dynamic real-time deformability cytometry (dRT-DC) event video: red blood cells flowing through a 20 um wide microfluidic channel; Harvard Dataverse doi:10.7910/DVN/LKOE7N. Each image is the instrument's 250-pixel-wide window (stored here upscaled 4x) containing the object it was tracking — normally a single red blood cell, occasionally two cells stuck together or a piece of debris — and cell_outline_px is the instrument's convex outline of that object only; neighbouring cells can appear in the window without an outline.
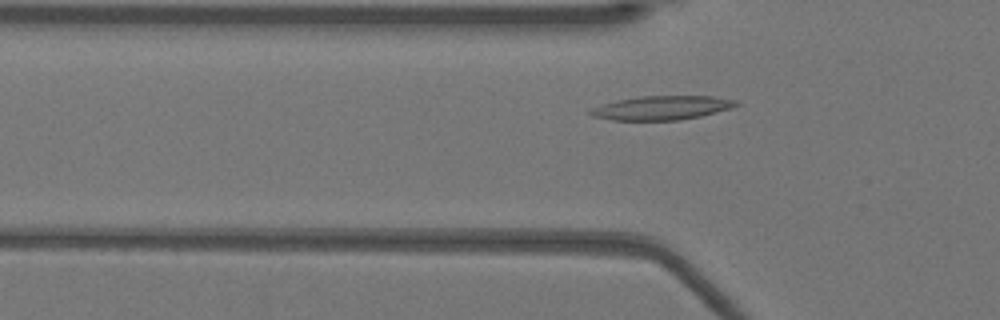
{"species": "Egyptian fruit bat (a non-hibernating species)", "species_latin": "Rousettus aegyptiacus", "temperature_condition": "warm", "stored_images_in_passage": 47, "camera_frame_rate_fps": 3000, "um_per_image_px": 0.085, "animal": {"sex": "female"}, "frame": {"image": 1, "passage_image": 12, "time_ms": 3.667, "image_size_px": [1000, 320], "cell_outline_px": [[740, 104], [732, 108], [700, 116], [680, 120], [612, 120], [592, 116], [588, 112], [592, 108], [616, 100], [640, 96], [712, 96], [736, 100]], "centroid_in_image_um": [56.27, 9.16], "position_along_channel_um": 69.5, "area_um2": 20.29}}
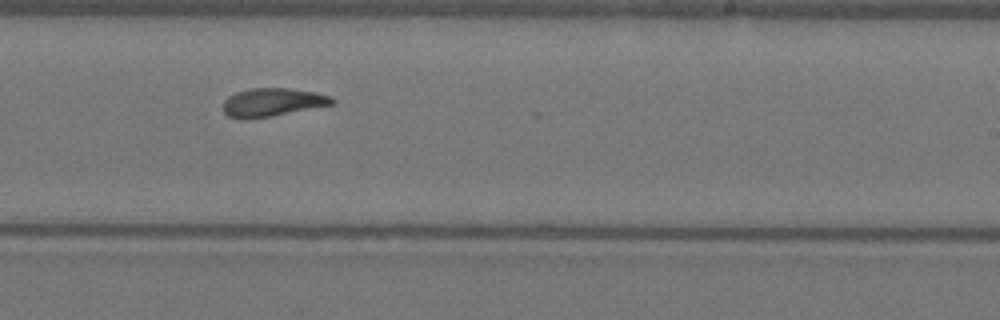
{"frame": {"image": 2, "passage_image": 27, "time_ms": 8.667, "image_size_px": [1000, 320], "cell_outline_px": [[336, 104], [272, 116], [244, 120], [228, 116], [224, 112], [224, 100], [228, 96], [236, 92], [248, 88], [288, 88], [316, 92], [332, 96], [336, 100]], "centroid_in_image_um": [23.19, 8.69], "position_along_channel_um": 265.8, "area_um2": 18.26}}
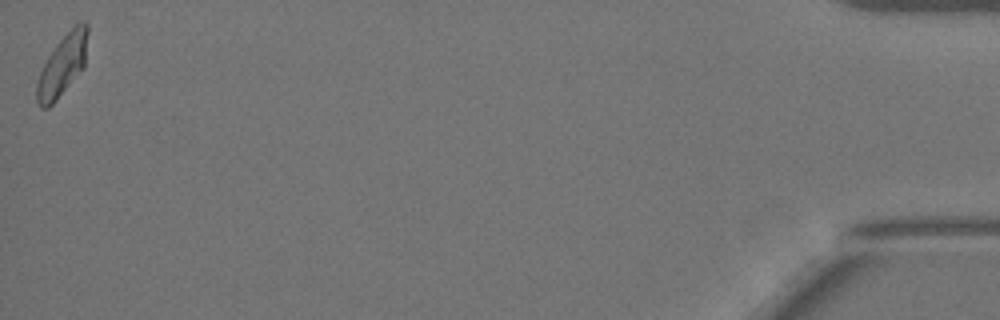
{"frame": {"image": 3, "passage_image": 47, "time_ms": 15.333, "image_size_px": [1000, 320], "cell_outline_px": [[88, 32], [84, 68], [56, 100], [48, 108], [40, 108], [36, 100], [36, 84], [40, 72], [48, 56], [56, 44], [80, 20], [88, 20]], "centroid_in_image_um": [5.32, 5.54], "position_along_channel_um": 429.9, "area_um2": 18.15}, "authors_computed_cell_mechanics": {"area_um2": 18.2648, "velocity_mm_per_s": 3.9265, "shape_relaxation_time_tau1_ms": 6.0751, "shape_relaxation_time_tau2_ms": 2.0177, "deformation_change_tau1": 0.1839, "deformation_change_tau2": 0.0828}}